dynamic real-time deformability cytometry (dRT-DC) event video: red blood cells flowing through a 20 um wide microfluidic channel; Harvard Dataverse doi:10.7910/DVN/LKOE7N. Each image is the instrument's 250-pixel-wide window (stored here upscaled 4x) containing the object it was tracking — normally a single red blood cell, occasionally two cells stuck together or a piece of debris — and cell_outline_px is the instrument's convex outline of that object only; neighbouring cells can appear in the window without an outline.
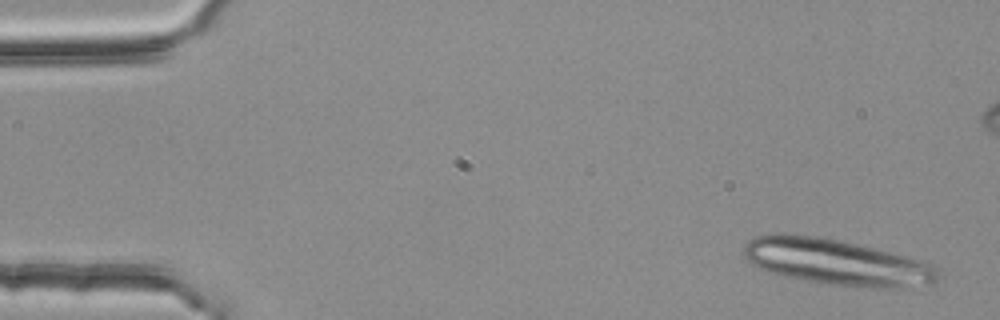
{"species": "common noctule bat (a hibernating species)", "species_latin": "Nyctalus noctula", "temperature_condition": "room temperature", "stored_images_in_passage": 4, "camera_frame_rate_fps": 3000, "um_per_image_px": 0.085, "animal": {"sex": "female", "body_mass_g": 25.1}, "frame": {"image": 1, "passage_image": 1, "time_ms": 0.0, "image_size_px": [1000, 320], "cell_outline_px": [[944, 276], [936, 284], [904, 288], [880, 288], [832, 284], [808, 280], [768, 272], [744, 260], [740, 256], [740, 252], [744, 244], [748, 240], [756, 236], [776, 232], [784, 232], [820, 236], [876, 248], [924, 260], [936, 264]], "centroid_in_image_um": [71.16, 22.26], "position_along_channel_um": 13.8, "area_um2": 53.35}}